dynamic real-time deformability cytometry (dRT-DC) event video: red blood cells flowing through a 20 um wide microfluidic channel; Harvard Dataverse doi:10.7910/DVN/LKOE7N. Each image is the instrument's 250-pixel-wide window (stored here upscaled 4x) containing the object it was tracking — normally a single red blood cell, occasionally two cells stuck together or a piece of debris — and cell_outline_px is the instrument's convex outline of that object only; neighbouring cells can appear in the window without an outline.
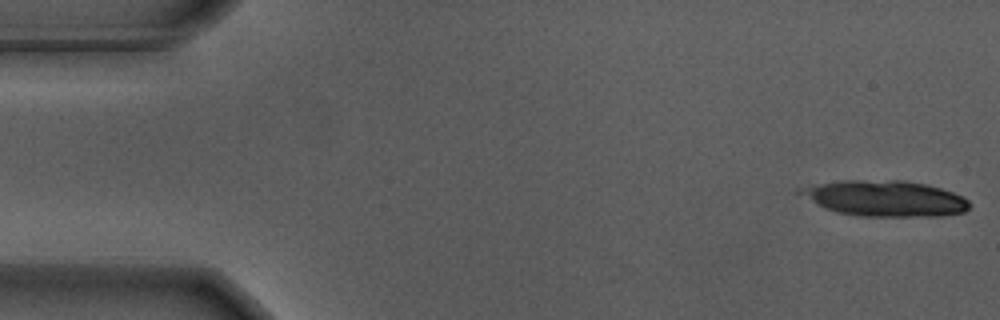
{"species": "Egyptian fruit bat (a non-hibernating species)", "species_latin": "Rousettus aegyptiacus", "temperature_condition": "warm", "stored_images_in_passage": 11, "camera_frame_rate_fps": 3000, "um_per_image_px": 0.085, "animal": {"sex": "male"}, "frame": {"image": 1, "passage_image": 1, "time_ms": 0.0, "image_size_px": [1000, 320], "cell_outline_px": [[968, 208], [964, 212], [944, 216], [860, 216], [836, 212], [796, 192], [800, 188], [840, 180], [904, 180], [928, 184], [964, 196], [968, 200]], "centroid_in_image_um": [75.3, 16.86], "position_along_channel_um": 9.7, "area_um2": 34.97}}